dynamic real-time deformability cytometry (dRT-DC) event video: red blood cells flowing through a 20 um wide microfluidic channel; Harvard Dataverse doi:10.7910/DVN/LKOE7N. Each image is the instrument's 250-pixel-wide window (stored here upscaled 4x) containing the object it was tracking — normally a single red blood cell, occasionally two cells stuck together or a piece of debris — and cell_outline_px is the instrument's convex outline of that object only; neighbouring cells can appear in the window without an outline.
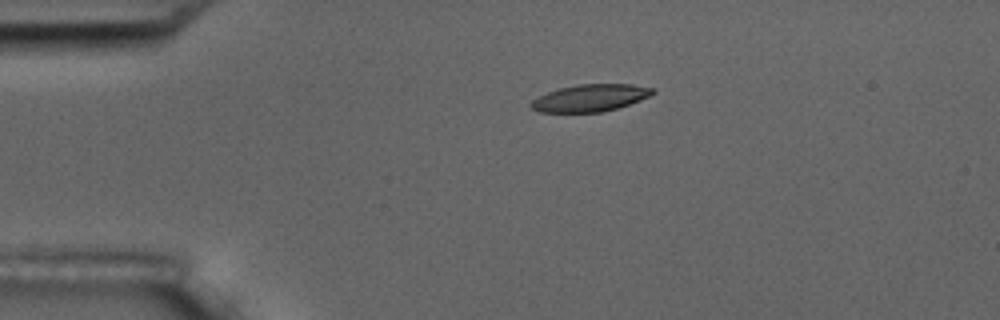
{"species": "common noctule bat (a hibernating species)", "species_latin": "Nyctalus noctula", "temperature_condition": "room temperature", "stored_images_in_passage": 13, "camera_frame_rate_fps": 3000, "um_per_image_px": 0.085, "animal": {"sex": "male", "body_mass_g": 17.5, "forearm_length_mm": 52.3}, "frame": {"image": 1, "passage_image": 4, "time_ms": 3.667, "image_size_px": [1000, 320], "cell_outline_px": [[656, 92], [640, 100], [616, 108], [600, 112], [540, 112], [532, 108], [528, 104], [532, 100], [548, 92], [560, 88], [580, 84], [632, 84], [656, 88]], "centroid_in_image_um": [50.18, 8.31], "position_along_channel_um": 34.8, "area_um2": 19.07}}
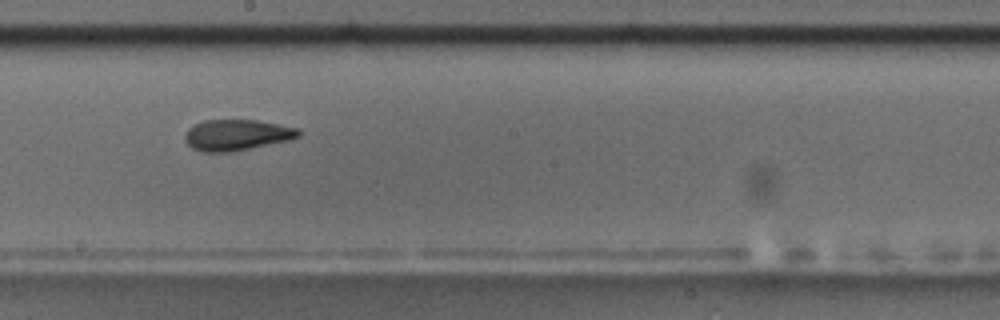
{"frame": {"image": 2, "passage_image": 10, "time_ms": 10.333, "image_size_px": [1000, 320], "cell_outline_px": [[300, 136], [292, 140], [232, 152], [200, 152], [192, 148], [184, 140], [184, 132], [192, 124], [204, 120], [256, 120], [300, 128]], "centroid_in_image_um": [20.11, 11.48], "position_along_channel_um": 228.1, "area_um2": 20.92}}
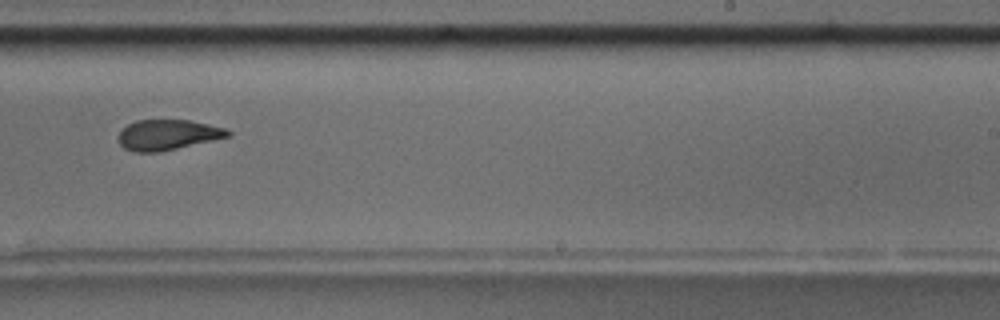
{"frame": {"image": 3, "passage_image": 11, "time_ms": 11.667, "image_size_px": [1000, 320], "cell_outline_px": [[232, 132], [228, 136], [212, 140], [160, 152], [132, 152], [124, 148], [120, 144], [120, 132], [128, 124], [136, 120], [188, 120], [208, 124], [224, 128]], "centroid_in_image_um": [14.23, 11.46], "position_along_channel_um": 274.8, "area_um2": 19.07}}